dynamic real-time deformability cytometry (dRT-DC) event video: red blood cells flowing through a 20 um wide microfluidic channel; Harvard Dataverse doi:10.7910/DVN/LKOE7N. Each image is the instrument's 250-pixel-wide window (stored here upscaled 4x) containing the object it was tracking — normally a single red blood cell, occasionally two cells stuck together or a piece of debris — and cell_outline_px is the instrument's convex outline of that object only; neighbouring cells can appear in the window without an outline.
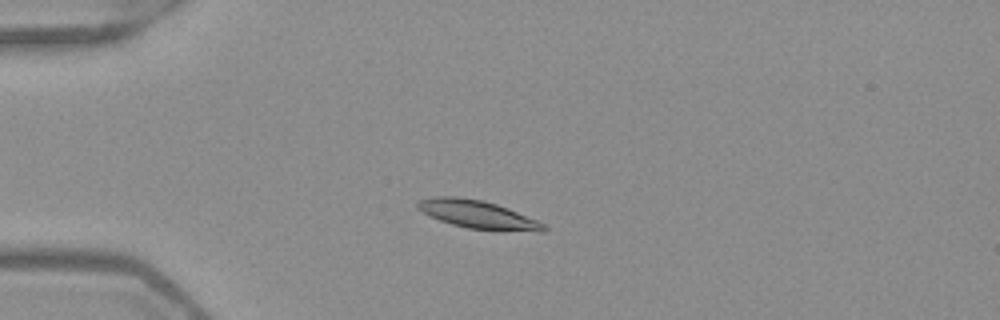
{"species": "Egyptian fruit bat (a non-hibernating species)", "species_latin": "Rousettus aegyptiacus", "temperature_condition": "warm", "stored_images_in_passage": 50, "camera_frame_rate_fps": 3000, "um_per_image_px": 0.085, "frame": {"image": 1, "passage_image": 12, "time_ms": 3.667, "image_size_px": [1000, 320], "cell_outline_px": [[548, 228], [544, 232], [540, 232], [468, 228], [452, 224], [440, 220], [416, 208], [416, 204], [420, 200], [436, 196], [456, 196], [480, 200], [496, 204], [508, 208], [536, 220], [544, 224]], "centroid_in_image_um": [40.62, 18.23], "position_along_channel_um": 44.4, "area_um2": 20.23}}
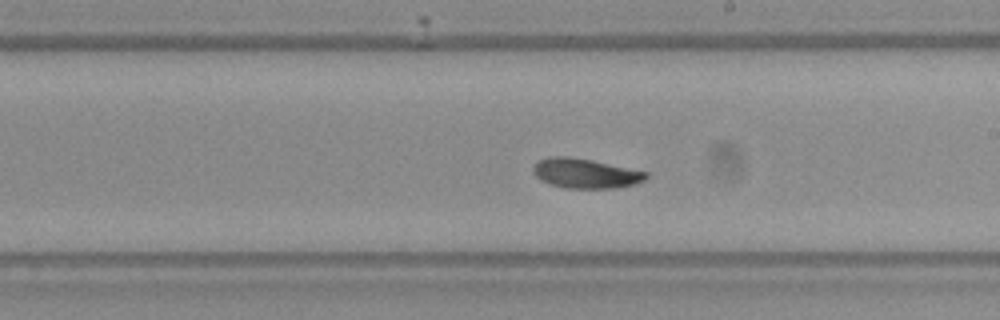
{"frame": {"image": 2, "passage_image": 29, "time_ms": 9.333, "image_size_px": [1000, 320], "cell_outline_px": [[648, 176], [644, 180], [636, 184], [616, 188], [564, 188], [540, 180], [532, 172], [532, 168], [540, 160], [548, 156], [568, 156], [592, 160], [648, 172]], "centroid_in_image_um": [49.76, 14.73], "position_along_channel_um": 239.2, "area_um2": 19.54}}
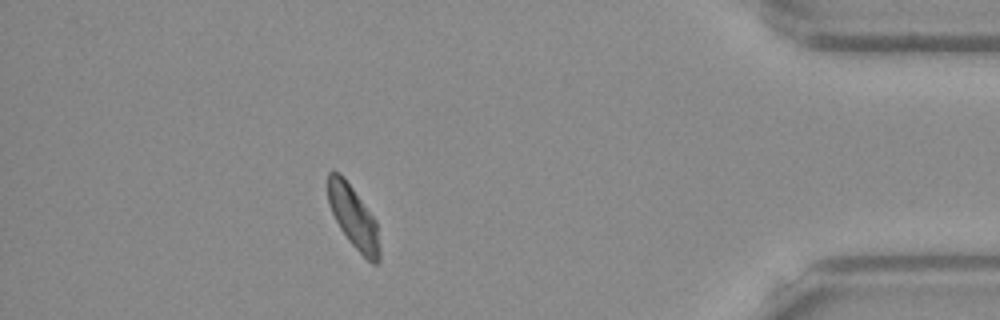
{"frame": {"image": 3, "passage_image": 45, "time_ms": 14.667, "image_size_px": [1000, 320], "cell_outline_px": [[380, 260], [376, 264], [372, 264], [348, 240], [340, 228], [328, 204], [328, 172], [340, 172], [344, 176], [376, 220], [380, 248]], "centroid_in_image_um": [30.05, 18.46], "position_along_channel_um": 405.1, "area_um2": 18.67}, "authors_computed_cell_mechanics": {"area_um2": 19.7098, "velocity_mm_per_s": 3.9199, "shape_relaxation_time_tau1_ms": 2.0412, "shape_relaxation_time_tau2_ms": 3.7556, "deformation_change_tau1": 0.1131, "deformation_change_tau2": 0.0841}}